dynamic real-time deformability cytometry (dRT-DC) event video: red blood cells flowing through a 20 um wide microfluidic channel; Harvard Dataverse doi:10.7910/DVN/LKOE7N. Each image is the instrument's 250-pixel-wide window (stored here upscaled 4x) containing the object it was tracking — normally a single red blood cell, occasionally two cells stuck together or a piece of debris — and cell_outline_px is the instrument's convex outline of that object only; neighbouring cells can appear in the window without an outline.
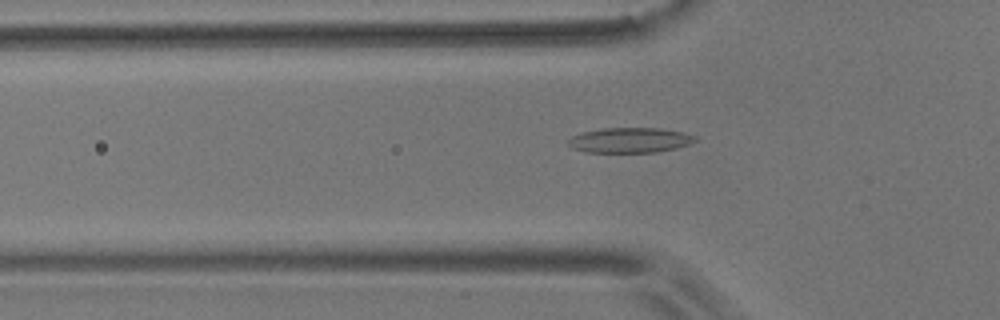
{"species": "common noctule bat (a hibernating species)", "species_latin": "Nyctalus noctula", "temperature_condition": "room temperature", "stored_images_in_passage": 41, "camera_frame_rate_fps": 3000, "um_per_image_px": 0.085, "animal": {"sex": "male", "body_mass_g": 17.9}, "frame": {"image": 1, "passage_image": 4, "time_ms": 1.0, "image_size_px": [1000, 320], "cell_outline_px": [[696, 140], [688, 144], [676, 148], [656, 152], [584, 152], [572, 148], [568, 144], [568, 140], [572, 136], [584, 132], [604, 128], [660, 128], [680, 132], [696, 136]], "centroid_in_image_um": [53.51, 11.92], "position_along_channel_um": 72.3, "area_um2": 18.38}}
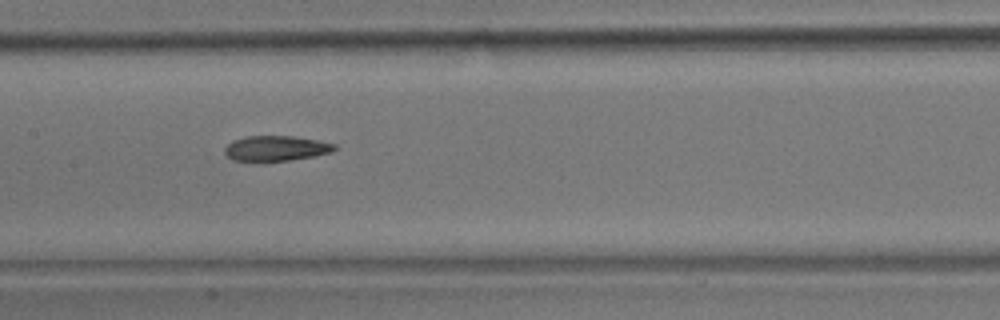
{"frame": {"image": 2, "passage_image": 13, "time_ms": 4.0, "image_size_px": [1000, 320], "cell_outline_px": [[336, 148], [332, 152], [312, 156], [288, 160], [232, 160], [224, 152], [224, 148], [232, 140], [244, 136], [292, 136], [316, 140], [336, 144]], "centroid_in_image_um": [23.44, 12.59], "position_along_channel_um": 184.0, "area_um2": 15.84}}
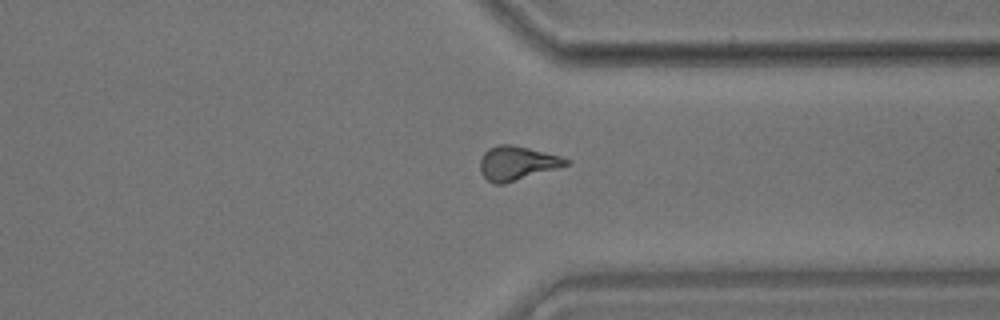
{"frame": {"image": 3, "passage_image": 28, "time_ms": 9.0, "image_size_px": [1000, 320], "cell_outline_px": [[572, 160], [568, 164], [556, 168], [504, 184], [492, 184], [480, 172], [480, 160], [484, 152], [488, 148], [500, 144], [512, 144], [560, 156]], "centroid_in_image_um": [43.91, 13.86], "position_along_channel_um": 367.5, "area_um2": 16.88}, "authors_computed_cell_mechanics": {"area_um2": 16.5886, "velocity_mm_per_s": 3.6873, "shape_relaxation_time_tau1_ms": null, "shape_relaxation_time_tau2_ms": 4.8808, "deformation_change_tau1": null, "deformation_change_tau2": 0.1483}}